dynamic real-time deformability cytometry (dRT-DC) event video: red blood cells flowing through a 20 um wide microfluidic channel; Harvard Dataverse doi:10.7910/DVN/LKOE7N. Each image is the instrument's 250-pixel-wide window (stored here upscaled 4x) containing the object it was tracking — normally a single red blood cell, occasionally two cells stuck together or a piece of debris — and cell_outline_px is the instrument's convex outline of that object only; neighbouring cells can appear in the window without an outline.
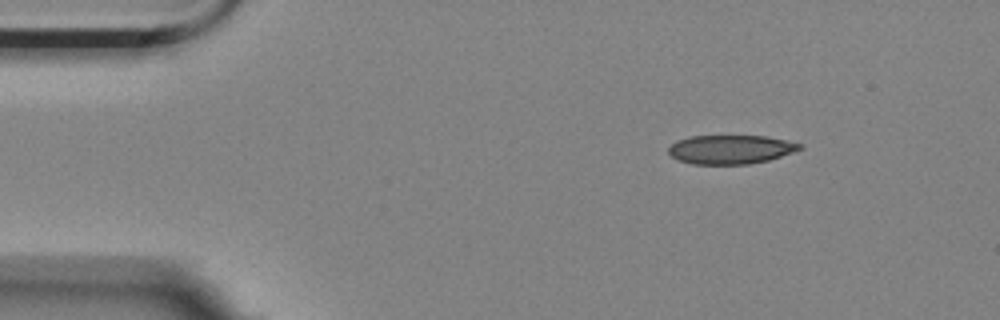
{"species": "Egyptian fruit bat (a non-hibernating species)", "species_latin": "Rousettus aegyptiacus", "temperature_condition": "room temperature", "stored_images_in_passage": 41, "camera_frame_rate_fps": 3000, "um_per_image_px": 0.085, "animal": {"sex": "female"}, "frame": {"image": 1, "passage_image": 1, "time_ms": 0.0, "image_size_px": [1000, 320], "cell_outline_px": [[804, 148], [768, 160], [748, 164], [692, 164], [680, 160], [672, 156], [668, 152], [668, 148], [676, 140], [688, 136], [764, 136], [788, 140], [804, 144]], "centroid_in_image_um": [62.12, 12.69], "position_along_channel_um": 22.9, "area_um2": 22.14}}
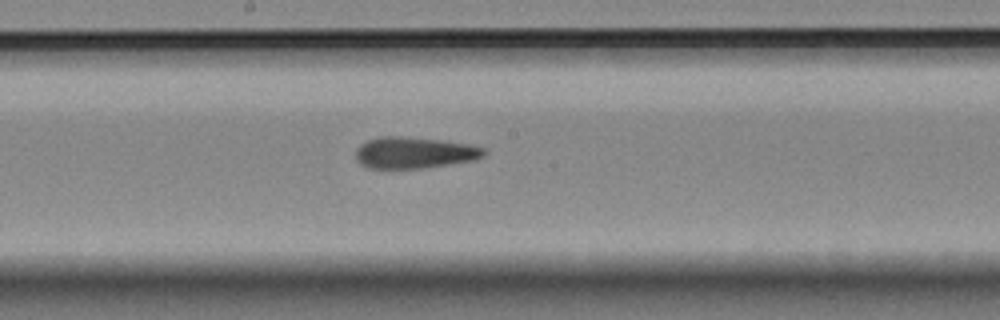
{"frame": {"image": 2, "passage_image": 23, "time_ms": 7.333, "image_size_px": [1000, 320], "cell_outline_px": [[488, 152], [484, 156], [472, 160], [448, 164], [420, 168], [368, 168], [360, 164], [356, 160], [356, 148], [360, 144], [368, 140], [380, 136], [400, 136], [440, 140], [468, 144], [484, 148]], "centroid_in_image_um": [35.18, 12.97], "position_along_channel_um": 213.0, "area_um2": 23.35}}
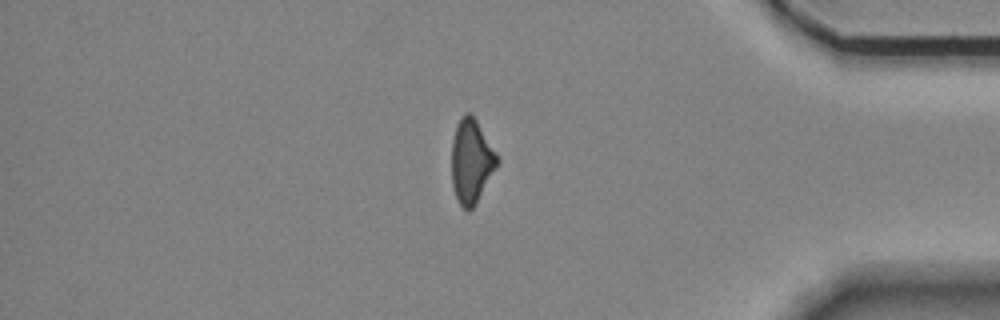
{"frame": {"image": 3, "passage_image": 41, "time_ms": 13.333, "image_size_px": [1000, 320], "cell_outline_px": [[500, 160], [476, 204], [468, 212], [460, 204], [456, 196], [452, 184], [452, 140], [456, 124], [460, 116], [464, 112], [468, 112], [476, 120], [496, 152]], "centroid_in_image_um": [40.06, 13.69], "position_along_channel_um": 395.1, "area_um2": 22.2}, "authors_computed_cell_mechanics": {"area_um2": 23.6402, "velocity_mm_per_s": 3.5186, "shape_relaxation_time_tau1_ms": 10.9715, "shape_relaxation_time_tau2_ms": 3.647, "deformation_change_tau1": 0.2036, "deformation_change_tau2": 0.1211}}